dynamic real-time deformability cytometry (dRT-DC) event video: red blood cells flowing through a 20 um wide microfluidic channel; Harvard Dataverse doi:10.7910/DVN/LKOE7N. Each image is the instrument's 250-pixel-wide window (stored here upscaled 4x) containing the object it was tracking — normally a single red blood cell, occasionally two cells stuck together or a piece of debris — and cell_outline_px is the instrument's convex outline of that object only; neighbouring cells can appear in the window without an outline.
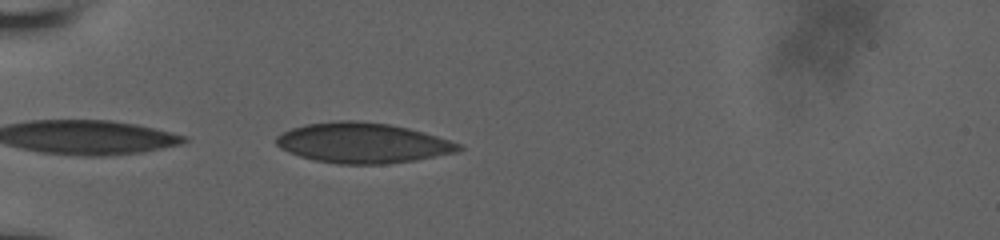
{"species": "human", "species_latin": "Homo sapiens", "temperature_condition": "room temperature", "stored_images_in_passage": 25, "camera_frame_rate_fps": 3000, "um_per_image_px": 0.085, "donor": {"sex": "male"}, "frame": {"image": 1, "passage_image": 1, "time_ms": 0.0, "image_size_px": [1000, 240], "cell_outline_px": [[464, 148], [456, 152], [412, 160], [388, 164], [336, 164], [312, 160], [288, 152], [280, 148], [276, 144], [276, 136], [292, 128], [308, 124], [340, 120], [356, 120], [388, 124], [408, 128], [424, 132], [460, 144]], "centroid_in_image_um": [30.8, 12.15], "position_along_channel_um": 54.2, "area_um2": 42.54}}
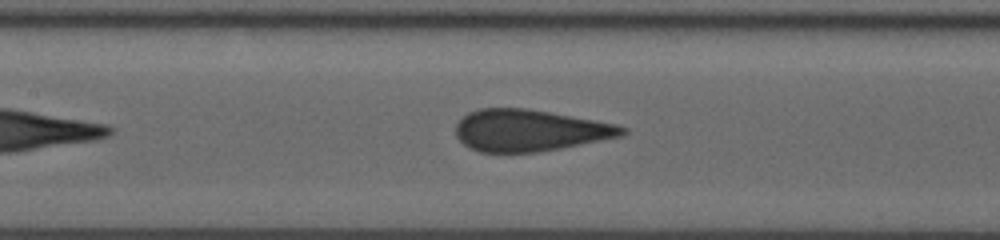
{"frame": {"image": 2, "passage_image": 11, "time_ms": 3.333, "image_size_px": [1000, 240], "cell_outline_px": [[628, 132], [624, 136], [560, 148], [536, 152], [480, 152], [468, 148], [456, 136], [456, 124], [468, 112], [480, 108], [528, 108], [616, 124], [628, 128]], "centroid_in_image_um": [45.03, 11.08], "position_along_channel_um": 162.4, "area_um2": 40.46}}
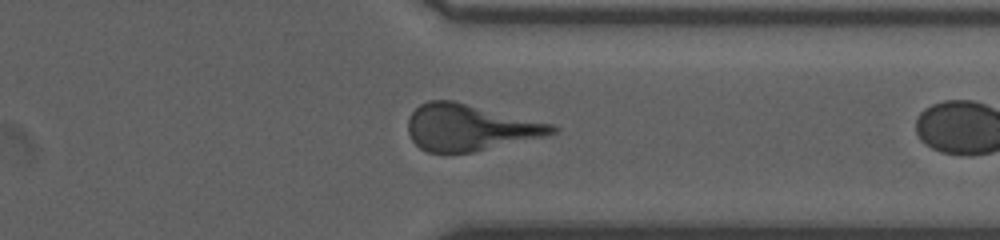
{"frame": {"image": 3, "passage_image": 24, "time_ms": 7.667, "image_size_px": [1000, 240], "cell_outline_px": [[560, 128], [556, 132], [544, 136], [472, 152], [428, 152], [420, 148], [412, 140], [408, 132], [408, 120], [412, 112], [420, 104], [428, 100], [452, 100], [552, 124]], "centroid_in_image_um": [39.9, 10.83], "position_along_channel_um": 371.5, "area_um2": 38.49}}